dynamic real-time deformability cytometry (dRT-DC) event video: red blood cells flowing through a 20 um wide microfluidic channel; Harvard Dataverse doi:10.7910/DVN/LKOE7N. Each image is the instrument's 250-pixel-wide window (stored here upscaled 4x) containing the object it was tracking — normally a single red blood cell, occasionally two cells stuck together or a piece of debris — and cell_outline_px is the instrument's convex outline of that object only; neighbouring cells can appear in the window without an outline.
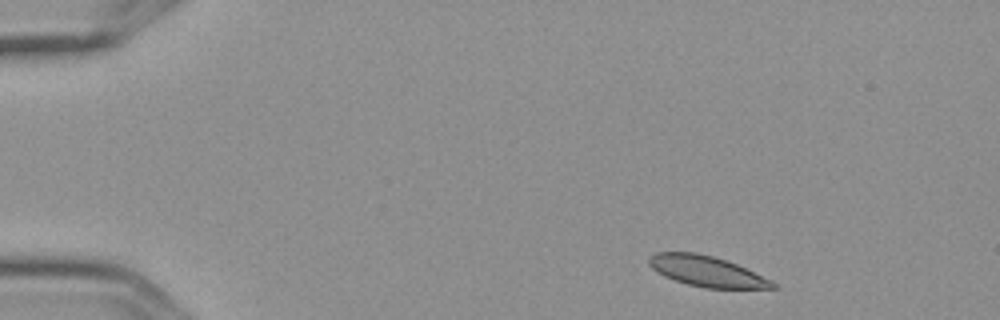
{"species": "Egyptian fruit bat (a non-hibernating species)", "species_latin": "Rousettus aegyptiacus", "temperature_condition": "cold", "stored_images_in_passage": 7, "camera_frame_rate_fps": 3000, "um_per_image_px": 0.085, "frame": {"image": 1, "passage_image": 1, "time_ms": 0.0, "image_size_px": [1000, 320], "cell_outline_px": [[780, 288], [704, 288], [688, 284], [664, 276], [656, 272], [648, 264], [648, 256], [656, 252], [696, 252], [712, 256], [736, 264], [772, 280]], "centroid_in_image_um": [60.04, 23.05], "position_along_channel_um": 25.0, "area_um2": 21.96}}
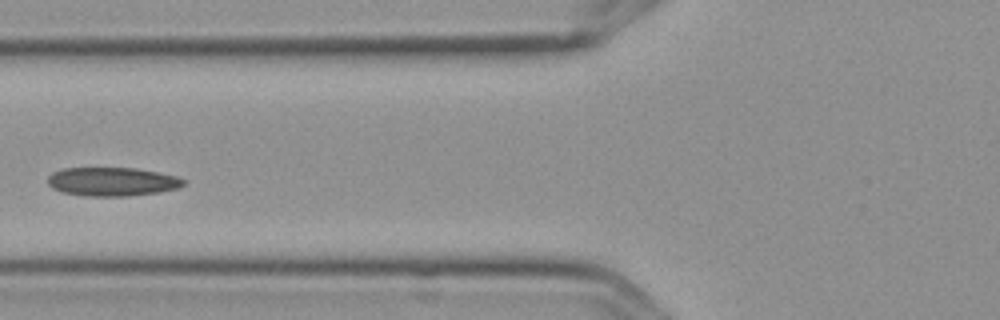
{"frame": {"image": 2, "passage_image": 5, "time_ms": 1.333, "image_size_px": [1000, 320], "cell_outline_px": [[184, 184], [176, 188], [160, 192], [128, 196], [84, 196], [60, 192], [52, 188], [48, 184], [48, 176], [52, 172], [60, 168], [136, 168], [176, 176], [184, 180]], "centroid_in_image_um": [9.47, 15.44], "position_along_channel_um": 116.3, "area_um2": 22.77}}
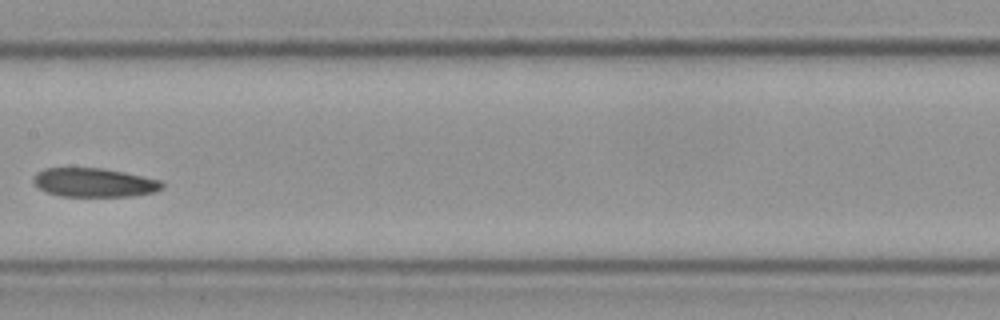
{"frame": {"image": 3, "passage_image": 7, "time_ms": 2.0, "image_size_px": [1000, 320], "cell_outline_px": [[164, 188], [156, 192], [132, 196], [60, 196], [44, 192], [32, 184], [32, 176], [36, 172], [44, 168], [104, 168], [124, 172], [160, 180], [164, 184]], "centroid_in_image_um": [7.96, 15.52], "position_along_channel_um": 199.4, "area_um2": 22.02}}